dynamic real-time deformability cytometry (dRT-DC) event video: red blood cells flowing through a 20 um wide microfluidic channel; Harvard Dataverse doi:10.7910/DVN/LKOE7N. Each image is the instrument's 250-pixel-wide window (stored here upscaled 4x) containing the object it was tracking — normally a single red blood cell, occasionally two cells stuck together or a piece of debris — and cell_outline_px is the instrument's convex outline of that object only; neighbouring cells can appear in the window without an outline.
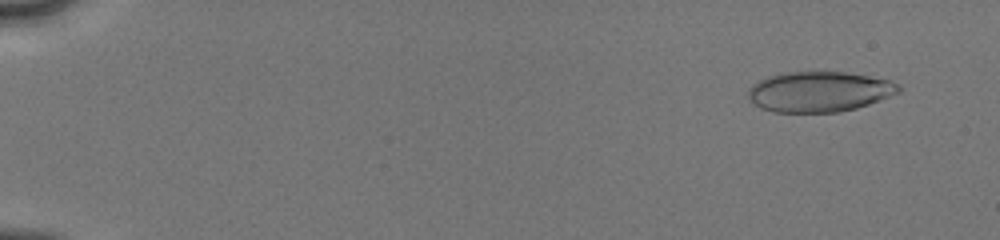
{"species": "human", "species_latin": "Homo sapiens", "temperature_condition": "cold", "stored_images_in_passage": 36, "camera_frame_rate_fps": 3000, "um_per_image_px": 0.085, "donor": {"sex": "male"}, "frame": {"image": 1, "passage_image": 3, "time_ms": 1.0, "image_size_px": [1000, 240], "cell_outline_px": [[900, 92], [868, 104], [856, 108], [840, 112], [772, 112], [760, 108], [752, 104], [748, 100], [748, 88], [752, 84], [768, 76], [784, 72], [844, 72], [868, 76], [888, 80], [896, 84], [900, 88]], "centroid_in_image_um": [69.56, 7.8], "position_along_channel_um": 15.4, "area_um2": 35.37}}
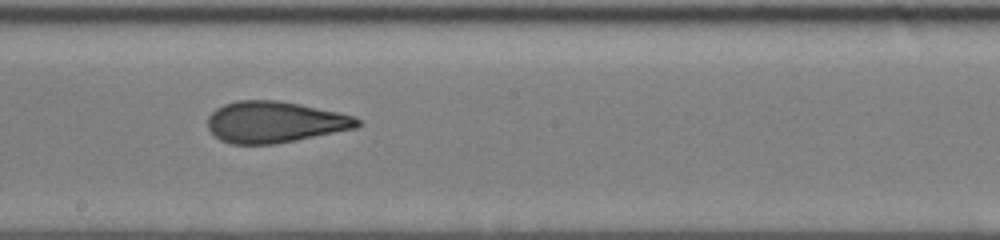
{"frame": {"image": 2, "passage_image": 24, "time_ms": 10.0, "image_size_px": [1000, 240], "cell_outline_px": [[364, 124], [356, 128], [276, 144], [228, 144], [220, 140], [208, 128], [208, 116], [216, 108], [224, 104], [236, 100], [280, 100], [340, 112], [352, 116], [360, 120]], "centroid_in_image_um": [23.36, 10.37], "position_along_channel_um": 224.8, "area_um2": 36.24}}
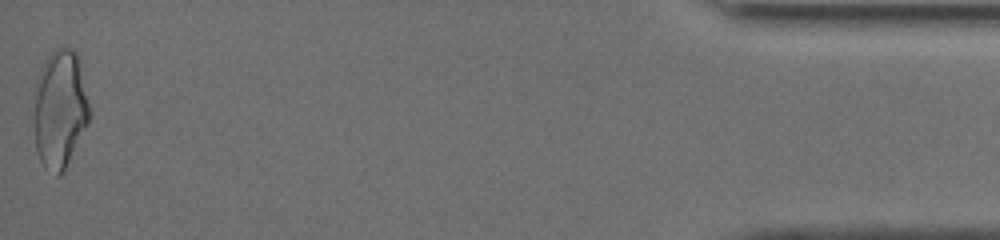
{"frame": {"image": 3, "passage_image": 36, "time_ms": 17.0, "image_size_px": [1000, 240], "cell_outline_px": [[92, 112], [88, 124], [60, 176], [56, 176], [44, 168], [36, 152], [28, 108], [36, 80], [40, 68], [44, 60], [56, 48], [72, 48], [80, 56]], "centroid_in_image_um": [5.03, 9.24], "position_along_channel_um": 430.2, "area_um2": 40.58}, "authors_computed_cell_mechanics": {"area_um2": 35.7782, "velocity_mm_per_s": 4.0632, "shape_relaxation_time_tau1_ms": 6.3334, "shape_relaxation_time_tau2_ms": 1.6396, "deformation_change_tau1": 0.1838, "deformation_change_tau2": 0.0731}}